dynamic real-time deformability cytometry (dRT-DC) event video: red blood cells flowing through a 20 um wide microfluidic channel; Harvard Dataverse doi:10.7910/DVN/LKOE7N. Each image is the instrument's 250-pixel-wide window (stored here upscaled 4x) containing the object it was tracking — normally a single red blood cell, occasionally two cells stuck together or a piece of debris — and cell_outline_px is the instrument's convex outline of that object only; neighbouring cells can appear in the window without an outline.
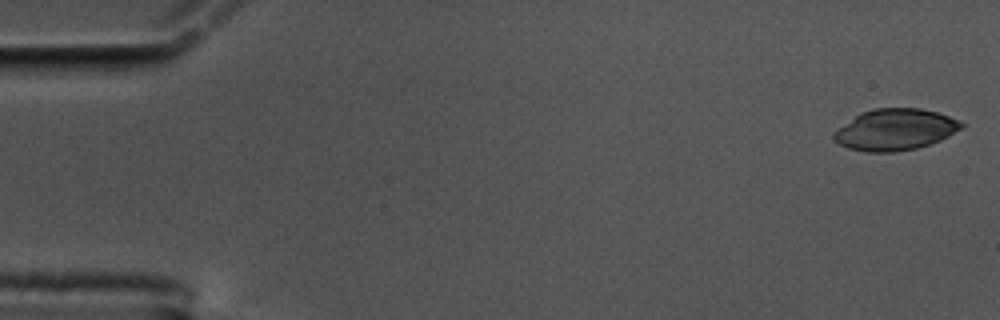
{"species": "common noctule bat (a hibernating species)", "species_latin": "Nyctalus noctula", "temperature_condition": "cold", "stored_images_in_passage": 15, "camera_frame_rate_fps": 3000, "um_per_image_px": 0.085, "animal": {"sex": "male", "body_mass_g": 17.5, "forearm_length_mm": 52.3}, "frame": {"image": 1, "passage_image": 1, "time_ms": 0.0, "image_size_px": [1000, 320], "cell_outline_px": [[964, 124], [960, 128], [948, 136], [940, 140], [916, 148], [896, 152], [868, 152], [848, 148], [840, 144], [832, 136], [840, 128], [860, 112], [872, 108], [920, 108], [936, 112], [960, 120]], "centroid_in_image_um": [76.1, 11.01], "position_along_channel_um": 8.9, "area_um2": 30.35}}
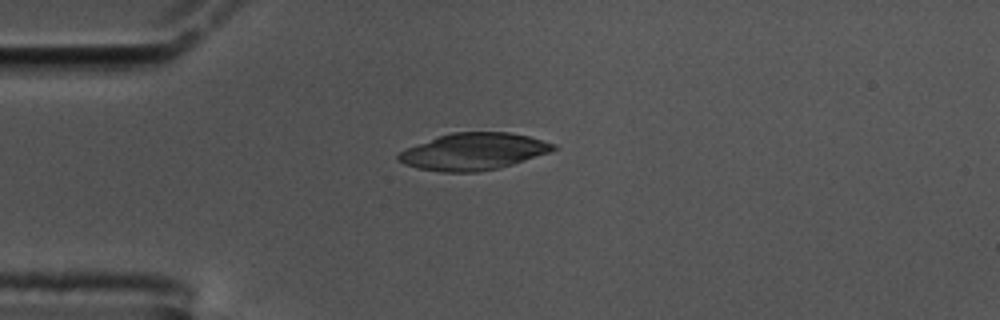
{"frame": {"image": 2, "passage_image": 14, "time_ms": 4.333, "image_size_px": [1000, 320], "cell_outline_px": [[560, 148], [552, 152], [500, 168], [476, 172], [440, 172], [416, 168], [404, 164], [396, 160], [396, 156], [400, 152], [408, 148], [436, 136], [452, 132], [508, 132], [528, 136], [556, 144]], "centroid_in_image_um": [40.27, 12.88], "position_along_channel_um": 44.7, "area_um2": 33.58}}